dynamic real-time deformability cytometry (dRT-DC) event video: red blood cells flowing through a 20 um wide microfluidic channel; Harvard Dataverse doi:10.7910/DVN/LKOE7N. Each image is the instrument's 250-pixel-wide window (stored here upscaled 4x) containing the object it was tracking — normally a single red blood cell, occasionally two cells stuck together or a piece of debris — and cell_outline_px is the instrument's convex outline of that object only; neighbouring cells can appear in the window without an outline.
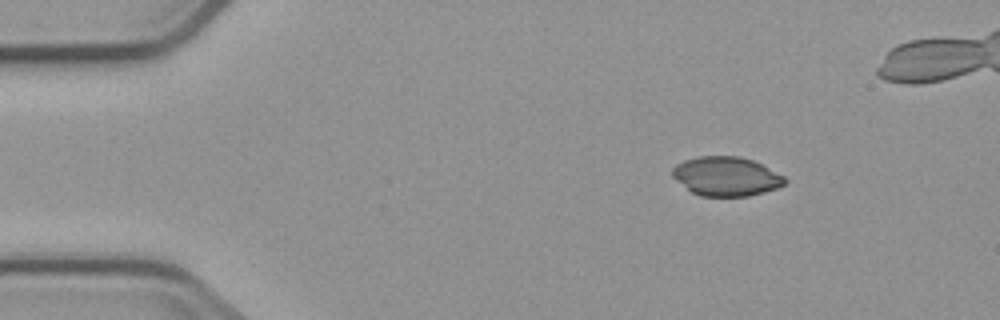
{"species": "common noctule bat (a hibernating species)", "species_latin": "Nyctalus noctula", "temperature_condition": "cold", "stored_images_in_passage": 4, "camera_frame_rate_fps": 3000, "um_per_image_px": 0.085, "animal": {"sex": "male", "body_mass_g": 23.1, "forearm_length_mm": 52.7}, "frame": {"image": 1, "passage_image": 1, "time_ms": 0.0, "image_size_px": [1000, 320], "cell_outline_px": [[788, 180], [784, 184], [776, 188], [764, 192], [748, 196], [700, 196], [692, 192], [676, 180], [672, 176], [672, 168], [676, 164], [684, 160], [700, 156], [740, 156], [752, 160], [784, 176]], "centroid_in_image_um": [61.71, 14.99], "position_along_channel_um": 23.3, "area_um2": 25.55}}